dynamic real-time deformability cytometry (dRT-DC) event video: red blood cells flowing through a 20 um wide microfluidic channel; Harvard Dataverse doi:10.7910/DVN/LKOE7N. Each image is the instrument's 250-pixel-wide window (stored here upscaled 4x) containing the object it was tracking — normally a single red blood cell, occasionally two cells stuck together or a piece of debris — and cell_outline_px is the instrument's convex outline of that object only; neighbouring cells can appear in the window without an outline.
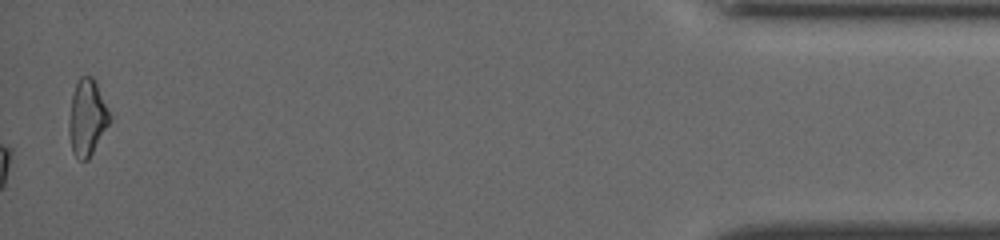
{"species": "common noctule bat (a hibernating species)", "species_latin": "Nyctalus noctula", "temperature_condition": "cold", "stored_images_in_passage": 37, "camera_frame_rate_fps": 3000, "um_per_image_px": 0.085, "animal": {"sex": "female", "body_mass_g": 19.5, "forearm_length_mm": 54.1}, "frame": {"image": 1, "passage_image": 37, "time_ms": 12.0, "image_size_px": [1000, 240], "cell_outline_px": [[112, 120], [88, 160], [80, 160], [72, 152], [68, 132], [68, 124], [72, 96], [76, 84], [80, 76], [92, 76], [112, 116]], "centroid_in_image_um": [7.41, 10.03], "position_along_channel_um": 427.8, "area_um2": 18.09}, "authors_computed_cell_mechanics": {"area_um2": 17.3978, "velocity_mm_per_s": 3.8583, "shape_relaxation_time_tau1_ms": 4.8383, "shape_relaxation_time_tau2_ms": 5.8754, "deformation_change_tau1": 0.056, "deformation_change_tau2": 0.0898}}